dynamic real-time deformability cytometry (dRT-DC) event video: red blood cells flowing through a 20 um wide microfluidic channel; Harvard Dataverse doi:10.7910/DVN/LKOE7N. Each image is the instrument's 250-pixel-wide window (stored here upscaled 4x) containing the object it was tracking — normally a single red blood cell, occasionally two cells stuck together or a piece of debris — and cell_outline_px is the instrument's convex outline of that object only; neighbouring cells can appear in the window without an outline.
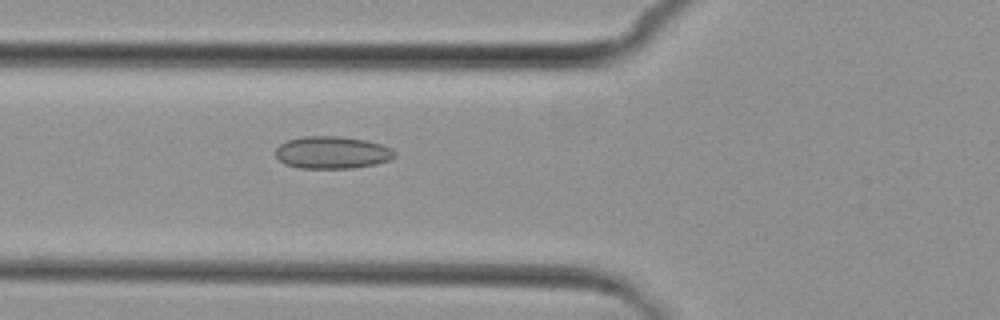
{"species": "common noctule bat (a hibernating species)", "species_latin": "Nyctalus noctula", "temperature_condition": "cold", "stored_images_in_passage": 5, "camera_frame_rate_fps": 3000, "um_per_image_px": 0.085, "animal": {"sex": "female", "body_mass_g": 29.2, "forearm_length_mm": 56.3}, "frame": {"image": 1, "passage_image": 5, "time_ms": 5.667, "image_size_px": [1000, 320], "cell_outline_px": [[396, 156], [388, 160], [376, 164], [352, 168], [296, 168], [284, 164], [276, 156], [276, 148], [280, 144], [288, 140], [304, 136], [340, 136], [364, 140], [380, 144], [392, 148], [396, 152]], "centroid_in_image_um": [28.23, 12.97], "position_along_channel_um": 97.6, "area_um2": 22.48}}